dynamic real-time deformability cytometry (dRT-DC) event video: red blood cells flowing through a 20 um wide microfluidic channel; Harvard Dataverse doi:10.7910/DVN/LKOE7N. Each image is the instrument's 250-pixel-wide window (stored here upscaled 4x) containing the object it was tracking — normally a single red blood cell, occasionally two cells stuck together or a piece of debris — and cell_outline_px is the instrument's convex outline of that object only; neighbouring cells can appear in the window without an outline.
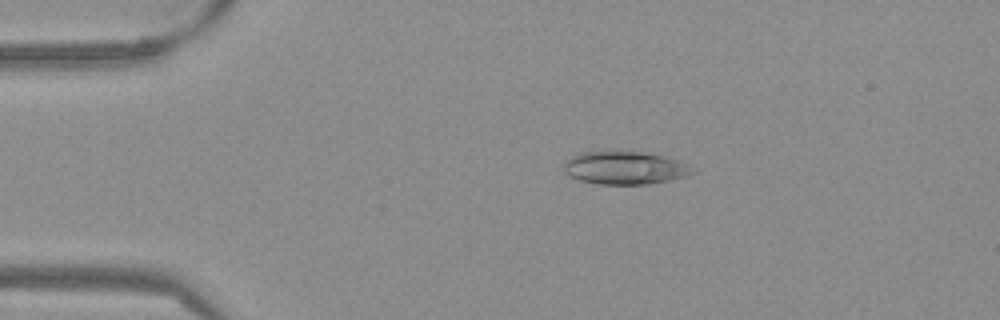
{"species": "Egyptian fruit bat (a non-hibernating species)", "species_latin": "Rousettus aegyptiacus", "temperature_condition": "warm", "stored_images_in_passage": 53, "camera_frame_rate_fps": 3000, "um_per_image_px": 0.085, "frame": {"image": 1, "passage_image": 11, "time_ms": 3.333, "image_size_px": [1000, 320], "cell_outline_px": [[700, 172], [688, 176], [672, 180], [648, 184], [596, 184], [580, 180], [568, 176], [564, 172], [564, 164], [572, 156], [580, 152], [652, 152], [688, 164]], "centroid_in_image_um": [53.18, 14.28], "position_along_channel_um": 31.8, "area_um2": 24.97}}
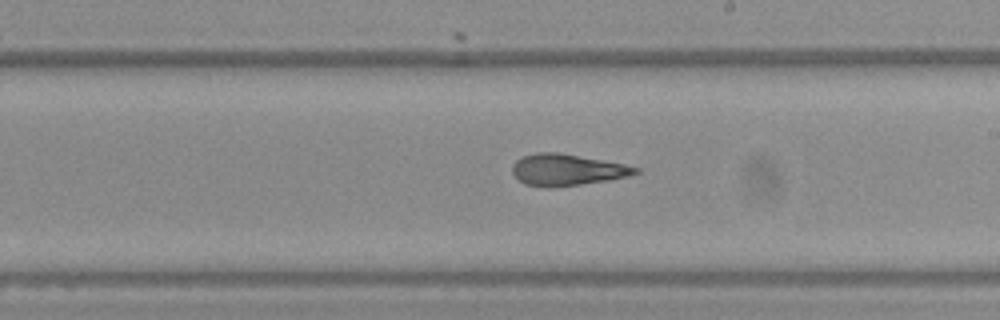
{"frame": {"image": 2, "passage_image": 31, "time_ms": 10.0, "image_size_px": [1000, 320], "cell_outline_px": [[640, 172], [628, 176], [608, 180], [580, 184], [524, 184], [512, 172], [512, 164], [520, 156], [536, 152], [560, 152], [624, 164], [640, 168]], "centroid_in_image_um": [48.22, 14.37], "position_along_channel_um": 240.8, "area_um2": 21.85}}
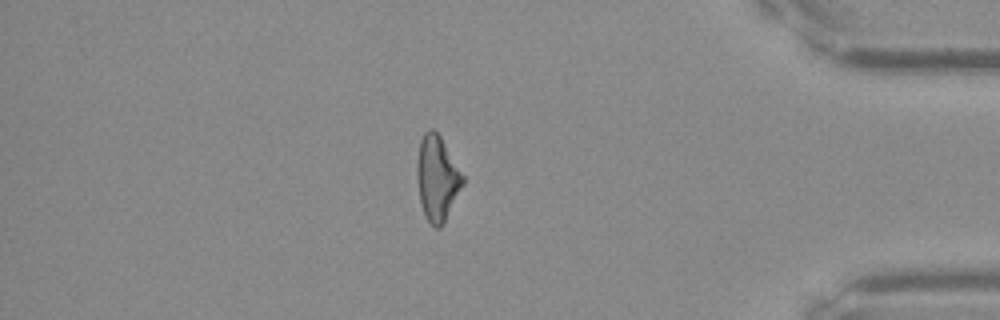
{"frame": {"image": 3, "passage_image": 46, "time_ms": 15.0, "image_size_px": [1000, 320], "cell_outline_px": [[464, 184], [444, 224], [440, 228], [436, 228], [424, 216], [420, 200], [416, 172], [416, 164], [420, 140], [424, 132], [428, 128], [432, 128], [440, 136], [464, 176]], "centroid_in_image_um": [37.16, 15.16], "position_along_channel_um": 398.0, "area_um2": 22.77}, "authors_computed_cell_mechanics": {"area_um2": 23.409, "velocity_mm_per_s": 3.8464, "shape_relaxation_time_tau1_ms": 5.06, "shape_relaxation_time_tau2_ms": 3.4052, "deformation_change_tau1": 0.1941, "deformation_change_tau2": 0.1154}}